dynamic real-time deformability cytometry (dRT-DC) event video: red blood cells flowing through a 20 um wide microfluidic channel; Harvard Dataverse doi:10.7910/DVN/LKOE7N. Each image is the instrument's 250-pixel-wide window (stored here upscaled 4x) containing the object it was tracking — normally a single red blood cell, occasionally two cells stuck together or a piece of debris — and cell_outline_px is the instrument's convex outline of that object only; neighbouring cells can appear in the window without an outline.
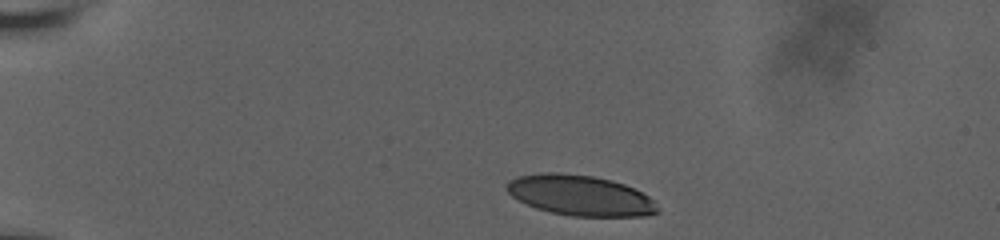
{"species": "human", "species_latin": "Homo sapiens", "temperature_condition": "room temperature", "stored_images_in_passage": 4, "camera_frame_rate_fps": 3000, "um_per_image_px": 0.085, "donor": {"sex": "male"}, "frame": {"image": 1, "passage_image": 1, "time_ms": 0.0, "image_size_px": [1000, 240], "cell_outline_px": [[660, 212], [644, 216], [572, 216], [552, 212], [536, 208], [512, 196], [504, 188], [504, 184], [508, 180], [516, 176], [540, 172], [560, 172], [592, 176], [612, 180], [624, 184], [648, 196], [660, 208]], "centroid_in_image_um": [49.28, 16.59], "position_along_channel_um": 35.7, "area_um2": 35.66}}
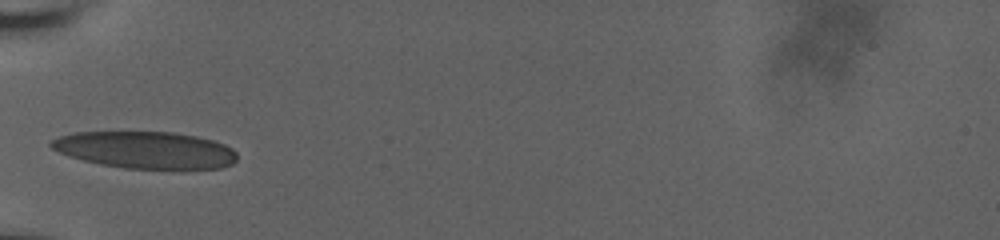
{"frame": {"image": 2, "passage_image": 4, "time_ms": 3.0, "image_size_px": [1000, 240], "cell_outline_px": [[236, 160], [232, 164], [220, 168], [124, 168], [100, 164], [84, 160], [60, 152], [52, 148], [48, 144], [52, 140], [60, 136], [72, 132], [176, 132], [196, 136], [212, 140], [224, 144], [232, 148], [236, 152]], "centroid_in_image_um": [12.37, 12.73], "position_along_channel_um": 72.6, "area_um2": 39.77}}